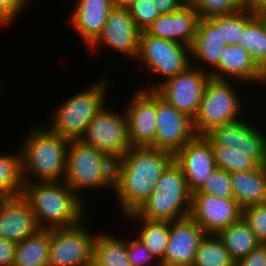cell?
<instances>
[{"instance_id":"obj_1","label":"cell","mask_w":266,"mask_h":266,"mask_svg":"<svg viewBox=\"0 0 266 266\" xmlns=\"http://www.w3.org/2000/svg\"><path fill=\"white\" fill-rule=\"evenodd\" d=\"M173 161L174 155L169 151L150 146L131 147L115 161L113 194L124 216L135 212L149 198Z\"/></svg>"},{"instance_id":"obj_2","label":"cell","mask_w":266,"mask_h":266,"mask_svg":"<svg viewBox=\"0 0 266 266\" xmlns=\"http://www.w3.org/2000/svg\"><path fill=\"white\" fill-rule=\"evenodd\" d=\"M22 195L39 229L71 227L84 220L87 202L64 181L23 182Z\"/></svg>"},{"instance_id":"obj_3","label":"cell","mask_w":266,"mask_h":266,"mask_svg":"<svg viewBox=\"0 0 266 266\" xmlns=\"http://www.w3.org/2000/svg\"><path fill=\"white\" fill-rule=\"evenodd\" d=\"M37 126L20 144L23 182H58L66 176L69 139Z\"/></svg>"},{"instance_id":"obj_4","label":"cell","mask_w":266,"mask_h":266,"mask_svg":"<svg viewBox=\"0 0 266 266\" xmlns=\"http://www.w3.org/2000/svg\"><path fill=\"white\" fill-rule=\"evenodd\" d=\"M108 79L93 82L90 86L68 97L52 111L46 127L69 140H79L87 125L106 104Z\"/></svg>"},{"instance_id":"obj_5","label":"cell","mask_w":266,"mask_h":266,"mask_svg":"<svg viewBox=\"0 0 266 266\" xmlns=\"http://www.w3.org/2000/svg\"><path fill=\"white\" fill-rule=\"evenodd\" d=\"M115 160L80 140H70L64 182L82 199L80 191L114 188Z\"/></svg>"},{"instance_id":"obj_6","label":"cell","mask_w":266,"mask_h":266,"mask_svg":"<svg viewBox=\"0 0 266 266\" xmlns=\"http://www.w3.org/2000/svg\"><path fill=\"white\" fill-rule=\"evenodd\" d=\"M192 193L181 168L173 161L162 173L149 198L133 212L150 221H176L190 215Z\"/></svg>"},{"instance_id":"obj_7","label":"cell","mask_w":266,"mask_h":266,"mask_svg":"<svg viewBox=\"0 0 266 266\" xmlns=\"http://www.w3.org/2000/svg\"><path fill=\"white\" fill-rule=\"evenodd\" d=\"M230 83V80L209 79L197 114L193 118V127L197 136H205L213 128L242 117L240 111L244 104L238 96L240 94L233 87L235 84Z\"/></svg>"},{"instance_id":"obj_8","label":"cell","mask_w":266,"mask_h":266,"mask_svg":"<svg viewBox=\"0 0 266 266\" xmlns=\"http://www.w3.org/2000/svg\"><path fill=\"white\" fill-rule=\"evenodd\" d=\"M137 59L146 70H150L151 74L163 78L158 84L145 87L147 90H154L166 79L184 72L191 66L190 47L172 40L150 36L144 31L140 33Z\"/></svg>"},{"instance_id":"obj_9","label":"cell","mask_w":266,"mask_h":266,"mask_svg":"<svg viewBox=\"0 0 266 266\" xmlns=\"http://www.w3.org/2000/svg\"><path fill=\"white\" fill-rule=\"evenodd\" d=\"M79 140L107 153L115 161L121 158L132 147L125 111L120 114L105 105L87 125Z\"/></svg>"},{"instance_id":"obj_10","label":"cell","mask_w":266,"mask_h":266,"mask_svg":"<svg viewBox=\"0 0 266 266\" xmlns=\"http://www.w3.org/2000/svg\"><path fill=\"white\" fill-rule=\"evenodd\" d=\"M83 221L71 227L50 229L48 266H85L93 261L97 233L88 231Z\"/></svg>"},{"instance_id":"obj_11","label":"cell","mask_w":266,"mask_h":266,"mask_svg":"<svg viewBox=\"0 0 266 266\" xmlns=\"http://www.w3.org/2000/svg\"><path fill=\"white\" fill-rule=\"evenodd\" d=\"M189 66L184 72L166 79L154 91L192 119L197 114L210 74L197 68V63ZM195 67V68H194Z\"/></svg>"},{"instance_id":"obj_12","label":"cell","mask_w":266,"mask_h":266,"mask_svg":"<svg viewBox=\"0 0 266 266\" xmlns=\"http://www.w3.org/2000/svg\"><path fill=\"white\" fill-rule=\"evenodd\" d=\"M155 148L175 155L195 136L193 119L178 111L156 93Z\"/></svg>"},{"instance_id":"obj_13","label":"cell","mask_w":266,"mask_h":266,"mask_svg":"<svg viewBox=\"0 0 266 266\" xmlns=\"http://www.w3.org/2000/svg\"><path fill=\"white\" fill-rule=\"evenodd\" d=\"M140 33L141 30L135 25L127 8H112L102 33L88 48L92 51L95 49L96 53L98 47L103 45L137 60Z\"/></svg>"},{"instance_id":"obj_14","label":"cell","mask_w":266,"mask_h":266,"mask_svg":"<svg viewBox=\"0 0 266 266\" xmlns=\"http://www.w3.org/2000/svg\"><path fill=\"white\" fill-rule=\"evenodd\" d=\"M205 234L216 235L242 218V208L235 199L208 194H192L189 215Z\"/></svg>"},{"instance_id":"obj_15","label":"cell","mask_w":266,"mask_h":266,"mask_svg":"<svg viewBox=\"0 0 266 266\" xmlns=\"http://www.w3.org/2000/svg\"><path fill=\"white\" fill-rule=\"evenodd\" d=\"M124 109L132 147L155 148L156 92L140 88Z\"/></svg>"},{"instance_id":"obj_16","label":"cell","mask_w":266,"mask_h":266,"mask_svg":"<svg viewBox=\"0 0 266 266\" xmlns=\"http://www.w3.org/2000/svg\"><path fill=\"white\" fill-rule=\"evenodd\" d=\"M174 162L181 168L191 193L204 184L216 168L211 143L205 136H195L175 155Z\"/></svg>"},{"instance_id":"obj_17","label":"cell","mask_w":266,"mask_h":266,"mask_svg":"<svg viewBox=\"0 0 266 266\" xmlns=\"http://www.w3.org/2000/svg\"><path fill=\"white\" fill-rule=\"evenodd\" d=\"M203 229L190 217L170 222L168 244L161 266H192Z\"/></svg>"},{"instance_id":"obj_18","label":"cell","mask_w":266,"mask_h":266,"mask_svg":"<svg viewBox=\"0 0 266 266\" xmlns=\"http://www.w3.org/2000/svg\"><path fill=\"white\" fill-rule=\"evenodd\" d=\"M36 224L28 200L22 195L3 197L0 201V236L15 244L33 235Z\"/></svg>"},{"instance_id":"obj_19","label":"cell","mask_w":266,"mask_h":266,"mask_svg":"<svg viewBox=\"0 0 266 266\" xmlns=\"http://www.w3.org/2000/svg\"><path fill=\"white\" fill-rule=\"evenodd\" d=\"M199 19L194 6L183 5L175 12L160 15L144 32L156 38L172 40L191 47Z\"/></svg>"},{"instance_id":"obj_20","label":"cell","mask_w":266,"mask_h":266,"mask_svg":"<svg viewBox=\"0 0 266 266\" xmlns=\"http://www.w3.org/2000/svg\"><path fill=\"white\" fill-rule=\"evenodd\" d=\"M219 57V65L210 73L211 78L218 80L233 79V83L237 79L238 82L264 83L266 85V74L240 44L225 45Z\"/></svg>"},{"instance_id":"obj_21","label":"cell","mask_w":266,"mask_h":266,"mask_svg":"<svg viewBox=\"0 0 266 266\" xmlns=\"http://www.w3.org/2000/svg\"><path fill=\"white\" fill-rule=\"evenodd\" d=\"M225 45V40H222L221 35V15L200 18L193 44L190 47L191 65L198 61L197 68L210 74L219 65V56ZM203 65L207 68L203 69Z\"/></svg>"},{"instance_id":"obj_22","label":"cell","mask_w":266,"mask_h":266,"mask_svg":"<svg viewBox=\"0 0 266 266\" xmlns=\"http://www.w3.org/2000/svg\"><path fill=\"white\" fill-rule=\"evenodd\" d=\"M70 23L83 43L89 47L102 33L112 9L110 0H76Z\"/></svg>"},{"instance_id":"obj_23","label":"cell","mask_w":266,"mask_h":266,"mask_svg":"<svg viewBox=\"0 0 266 266\" xmlns=\"http://www.w3.org/2000/svg\"><path fill=\"white\" fill-rule=\"evenodd\" d=\"M234 199L243 209L266 202V170L258 166L249 171L230 173Z\"/></svg>"},{"instance_id":"obj_24","label":"cell","mask_w":266,"mask_h":266,"mask_svg":"<svg viewBox=\"0 0 266 266\" xmlns=\"http://www.w3.org/2000/svg\"><path fill=\"white\" fill-rule=\"evenodd\" d=\"M216 235L235 262L248 256L261 244L243 218L219 231Z\"/></svg>"},{"instance_id":"obj_25","label":"cell","mask_w":266,"mask_h":266,"mask_svg":"<svg viewBox=\"0 0 266 266\" xmlns=\"http://www.w3.org/2000/svg\"><path fill=\"white\" fill-rule=\"evenodd\" d=\"M50 229H39L16 244L13 266H48Z\"/></svg>"},{"instance_id":"obj_26","label":"cell","mask_w":266,"mask_h":266,"mask_svg":"<svg viewBox=\"0 0 266 266\" xmlns=\"http://www.w3.org/2000/svg\"><path fill=\"white\" fill-rule=\"evenodd\" d=\"M127 220L138 223L137 238L142 241L159 263L163 260L170 233V222L150 221L129 213L124 216ZM139 221V222H138ZM141 224V225H140ZM140 226V227H139ZM142 226V227H141Z\"/></svg>"},{"instance_id":"obj_27","label":"cell","mask_w":266,"mask_h":266,"mask_svg":"<svg viewBox=\"0 0 266 266\" xmlns=\"http://www.w3.org/2000/svg\"><path fill=\"white\" fill-rule=\"evenodd\" d=\"M216 168L229 173L249 171L264 166L266 153H243L225 145H211Z\"/></svg>"},{"instance_id":"obj_28","label":"cell","mask_w":266,"mask_h":266,"mask_svg":"<svg viewBox=\"0 0 266 266\" xmlns=\"http://www.w3.org/2000/svg\"><path fill=\"white\" fill-rule=\"evenodd\" d=\"M93 261L99 266H131L126 241L98 232L93 246Z\"/></svg>"},{"instance_id":"obj_29","label":"cell","mask_w":266,"mask_h":266,"mask_svg":"<svg viewBox=\"0 0 266 266\" xmlns=\"http://www.w3.org/2000/svg\"><path fill=\"white\" fill-rule=\"evenodd\" d=\"M240 45L266 74V21L260 12L245 25Z\"/></svg>"},{"instance_id":"obj_30","label":"cell","mask_w":266,"mask_h":266,"mask_svg":"<svg viewBox=\"0 0 266 266\" xmlns=\"http://www.w3.org/2000/svg\"><path fill=\"white\" fill-rule=\"evenodd\" d=\"M192 266H235V261L217 235L205 234L198 244Z\"/></svg>"},{"instance_id":"obj_31","label":"cell","mask_w":266,"mask_h":266,"mask_svg":"<svg viewBox=\"0 0 266 266\" xmlns=\"http://www.w3.org/2000/svg\"><path fill=\"white\" fill-rule=\"evenodd\" d=\"M16 152L0 154V193L4 197L22 194L23 180L19 147Z\"/></svg>"},{"instance_id":"obj_32","label":"cell","mask_w":266,"mask_h":266,"mask_svg":"<svg viewBox=\"0 0 266 266\" xmlns=\"http://www.w3.org/2000/svg\"><path fill=\"white\" fill-rule=\"evenodd\" d=\"M258 13V11L243 8L235 13L221 15V35L226 45L240 44L242 31L245 25Z\"/></svg>"},{"instance_id":"obj_33","label":"cell","mask_w":266,"mask_h":266,"mask_svg":"<svg viewBox=\"0 0 266 266\" xmlns=\"http://www.w3.org/2000/svg\"><path fill=\"white\" fill-rule=\"evenodd\" d=\"M249 122L239 119V143L236 149L243 153H266L265 133Z\"/></svg>"},{"instance_id":"obj_34","label":"cell","mask_w":266,"mask_h":266,"mask_svg":"<svg viewBox=\"0 0 266 266\" xmlns=\"http://www.w3.org/2000/svg\"><path fill=\"white\" fill-rule=\"evenodd\" d=\"M192 194H208L223 199H234L230 173L220 168H215L205 179L204 184Z\"/></svg>"},{"instance_id":"obj_35","label":"cell","mask_w":266,"mask_h":266,"mask_svg":"<svg viewBox=\"0 0 266 266\" xmlns=\"http://www.w3.org/2000/svg\"><path fill=\"white\" fill-rule=\"evenodd\" d=\"M199 18L228 15L246 8V0H198L194 5Z\"/></svg>"},{"instance_id":"obj_36","label":"cell","mask_w":266,"mask_h":266,"mask_svg":"<svg viewBox=\"0 0 266 266\" xmlns=\"http://www.w3.org/2000/svg\"><path fill=\"white\" fill-rule=\"evenodd\" d=\"M135 25L144 31L160 16L153 0H134L127 8Z\"/></svg>"},{"instance_id":"obj_37","label":"cell","mask_w":266,"mask_h":266,"mask_svg":"<svg viewBox=\"0 0 266 266\" xmlns=\"http://www.w3.org/2000/svg\"><path fill=\"white\" fill-rule=\"evenodd\" d=\"M242 218L261 243H266V202L242 209Z\"/></svg>"},{"instance_id":"obj_38","label":"cell","mask_w":266,"mask_h":266,"mask_svg":"<svg viewBox=\"0 0 266 266\" xmlns=\"http://www.w3.org/2000/svg\"><path fill=\"white\" fill-rule=\"evenodd\" d=\"M205 137L211 145H225L236 149L239 143V119L213 128Z\"/></svg>"},{"instance_id":"obj_39","label":"cell","mask_w":266,"mask_h":266,"mask_svg":"<svg viewBox=\"0 0 266 266\" xmlns=\"http://www.w3.org/2000/svg\"><path fill=\"white\" fill-rule=\"evenodd\" d=\"M126 248L131 266H161L157 260H154L155 257L138 238H133V240L128 242L126 240ZM154 262L157 264H152Z\"/></svg>"},{"instance_id":"obj_40","label":"cell","mask_w":266,"mask_h":266,"mask_svg":"<svg viewBox=\"0 0 266 266\" xmlns=\"http://www.w3.org/2000/svg\"><path fill=\"white\" fill-rule=\"evenodd\" d=\"M28 1L30 0H0V27L11 26L19 14L24 11V8L27 7Z\"/></svg>"},{"instance_id":"obj_41","label":"cell","mask_w":266,"mask_h":266,"mask_svg":"<svg viewBox=\"0 0 266 266\" xmlns=\"http://www.w3.org/2000/svg\"><path fill=\"white\" fill-rule=\"evenodd\" d=\"M235 266H266V243H261L248 256L239 259Z\"/></svg>"},{"instance_id":"obj_42","label":"cell","mask_w":266,"mask_h":266,"mask_svg":"<svg viewBox=\"0 0 266 266\" xmlns=\"http://www.w3.org/2000/svg\"><path fill=\"white\" fill-rule=\"evenodd\" d=\"M16 244L0 236V266H13Z\"/></svg>"},{"instance_id":"obj_43","label":"cell","mask_w":266,"mask_h":266,"mask_svg":"<svg viewBox=\"0 0 266 266\" xmlns=\"http://www.w3.org/2000/svg\"><path fill=\"white\" fill-rule=\"evenodd\" d=\"M160 15L175 12L183 5L180 0H153Z\"/></svg>"},{"instance_id":"obj_44","label":"cell","mask_w":266,"mask_h":266,"mask_svg":"<svg viewBox=\"0 0 266 266\" xmlns=\"http://www.w3.org/2000/svg\"><path fill=\"white\" fill-rule=\"evenodd\" d=\"M246 8L258 12L266 10V0H246Z\"/></svg>"},{"instance_id":"obj_45","label":"cell","mask_w":266,"mask_h":266,"mask_svg":"<svg viewBox=\"0 0 266 266\" xmlns=\"http://www.w3.org/2000/svg\"><path fill=\"white\" fill-rule=\"evenodd\" d=\"M134 0H110L112 8H128Z\"/></svg>"},{"instance_id":"obj_46","label":"cell","mask_w":266,"mask_h":266,"mask_svg":"<svg viewBox=\"0 0 266 266\" xmlns=\"http://www.w3.org/2000/svg\"><path fill=\"white\" fill-rule=\"evenodd\" d=\"M197 1L198 0H180L181 4L185 6H194Z\"/></svg>"},{"instance_id":"obj_47","label":"cell","mask_w":266,"mask_h":266,"mask_svg":"<svg viewBox=\"0 0 266 266\" xmlns=\"http://www.w3.org/2000/svg\"><path fill=\"white\" fill-rule=\"evenodd\" d=\"M85 266H99V265H97L94 261H92V262H89L87 265H85Z\"/></svg>"},{"instance_id":"obj_48","label":"cell","mask_w":266,"mask_h":266,"mask_svg":"<svg viewBox=\"0 0 266 266\" xmlns=\"http://www.w3.org/2000/svg\"><path fill=\"white\" fill-rule=\"evenodd\" d=\"M260 13L264 16V20L266 21V10H262Z\"/></svg>"},{"instance_id":"obj_49","label":"cell","mask_w":266,"mask_h":266,"mask_svg":"<svg viewBox=\"0 0 266 266\" xmlns=\"http://www.w3.org/2000/svg\"><path fill=\"white\" fill-rule=\"evenodd\" d=\"M264 167H265V170H266V155H265V163H264Z\"/></svg>"},{"instance_id":"obj_50","label":"cell","mask_w":266,"mask_h":266,"mask_svg":"<svg viewBox=\"0 0 266 266\" xmlns=\"http://www.w3.org/2000/svg\"><path fill=\"white\" fill-rule=\"evenodd\" d=\"M3 197H4V196L0 193V201L3 199Z\"/></svg>"}]
</instances>
